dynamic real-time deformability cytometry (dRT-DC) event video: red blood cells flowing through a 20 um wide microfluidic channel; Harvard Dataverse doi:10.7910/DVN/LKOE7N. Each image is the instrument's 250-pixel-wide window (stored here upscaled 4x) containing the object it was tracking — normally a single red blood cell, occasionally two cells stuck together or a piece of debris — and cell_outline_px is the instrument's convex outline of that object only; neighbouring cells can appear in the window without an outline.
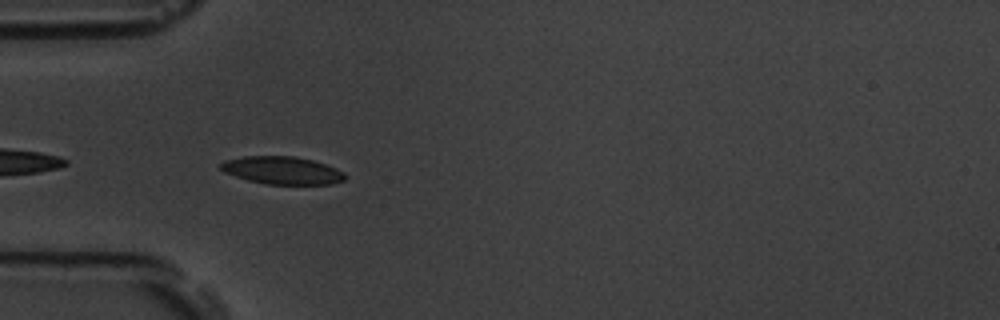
{"species": "common noctule bat (a hibernating species)", "species_latin": "Nyctalus noctula", "temperature_condition": "room temperature", "stored_images_in_passage": 10, "camera_frame_rate_fps": 3000, "um_per_image_px": 0.085, "animal": {"sex": "male", "body_mass_g": 19.5, "forearm_length_mm": 54.6}, "frame": {"image": 1, "passage_image": 2, "time_ms": 0.333, "image_size_px": [1000, 320], "cell_outline_px": [[344, 180], [332, 184], [264, 184], [248, 180], [224, 172], [220, 168], [220, 164], [224, 160], [244, 156], [292, 156], [312, 160], [336, 168], [344, 172]], "centroid_in_image_um": [23.96, 14.48], "position_along_channel_um": 61.0, "area_um2": 19.94}}
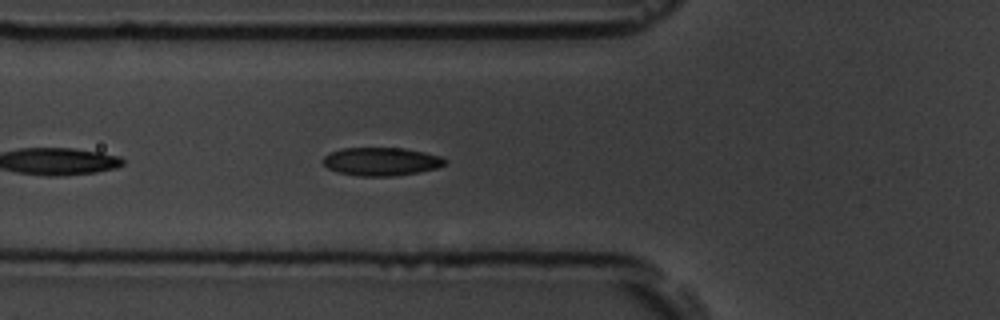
{"frame": {"image": 2, "passage_image": 5, "time_ms": 1.333, "image_size_px": [1000, 320], "cell_outline_px": [[448, 164], [436, 168], [420, 172], [396, 176], [360, 176], [336, 172], [328, 168], [320, 160], [328, 152], [344, 148], [404, 148], [424, 152], [440, 156], [448, 160]], "centroid_in_image_um": [32.41, 13.73], "position_along_channel_um": 93.4, "area_um2": 20.35}}